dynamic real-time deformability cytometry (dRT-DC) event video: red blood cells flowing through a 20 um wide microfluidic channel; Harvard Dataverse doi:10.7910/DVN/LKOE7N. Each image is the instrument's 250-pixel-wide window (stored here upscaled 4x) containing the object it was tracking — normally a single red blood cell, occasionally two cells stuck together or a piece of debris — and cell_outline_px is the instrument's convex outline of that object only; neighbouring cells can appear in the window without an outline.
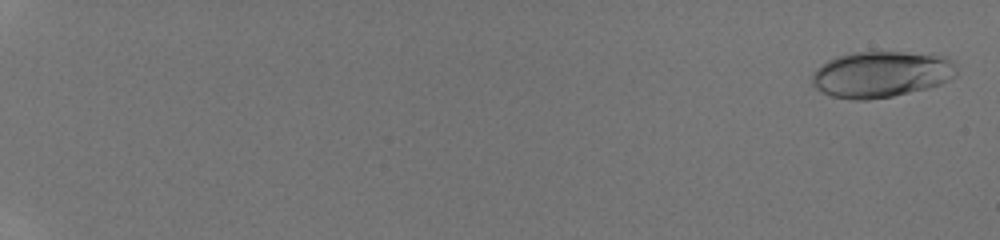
{"species": "human", "species_latin": "Homo sapiens", "temperature_condition": "room temperature", "stored_images_in_passage": 24, "camera_frame_rate_fps": 3000, "um_per_image_px": 0.085, "donor": {"sex": "male"}, "frame": {"image": 1, "passage_image": 2, "time_ms": 0.333, "image_size_px": [1000, 240], "cell_outline_px": [[956, 76], [940, 84], [928, 88], [892, 96], [868, 100], [852, 100], [832, 96], [816, 88], [812, 84], [812, 72], [820, 64], [836, 56], [852, 52], [904, 52], [948, 56], [956, 64]], "centroid_in_image_um": [74.9, 6.31], "position_along_channel_um": 10.1, "area_um2": 39.19}}
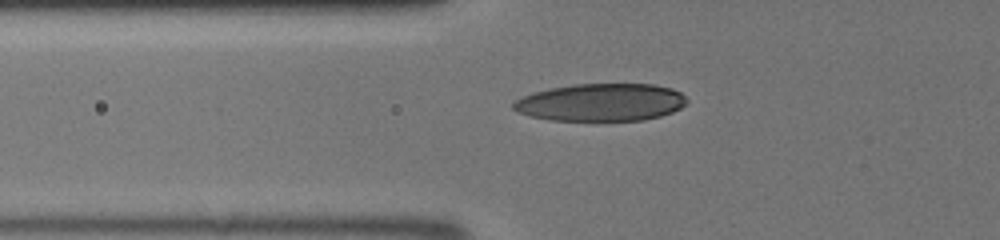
{"frame": {"image": 2, "passage_image": 21, "time_ms": 6.667, "image_size_px": [1000, 240], "cell_outline_px": [[688, 104], [672, 112], [660, 116], [644, 120], [548, 120], [528, 116], [512, 108], [512, 104], [516, 100], [524, 96], [536, 92], [552, 88], [572, 84], [656, 84], [672, 88], [680, 92], [688, 100]], "centroid_in_image_um": [51.13, 8.7], "position_along_channel_um": 74.7, "area_um2": 37.97}}
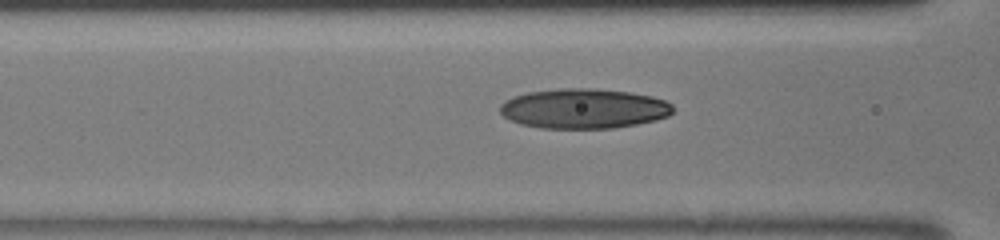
{"frame": {"image": 3, "passage_image": 24, "time_ms": 7.667, "image_size_px": [1000, 240], "cell_outline_px": [[672, 112], [668, 116], [656, 120], [636, 124], [612, 128], [540, 128], [520, 124], [508, 120], [500, 112], [500, 104], [512, 96], [528, 92], [560, 88], [592, 88], [628, 92], [652, 96], [664, 100], [672, 104]], "centroid_in_image_um": [49.59, 9.23], "position_along_channel_um": 117.0, "area_um2": 40.29}}